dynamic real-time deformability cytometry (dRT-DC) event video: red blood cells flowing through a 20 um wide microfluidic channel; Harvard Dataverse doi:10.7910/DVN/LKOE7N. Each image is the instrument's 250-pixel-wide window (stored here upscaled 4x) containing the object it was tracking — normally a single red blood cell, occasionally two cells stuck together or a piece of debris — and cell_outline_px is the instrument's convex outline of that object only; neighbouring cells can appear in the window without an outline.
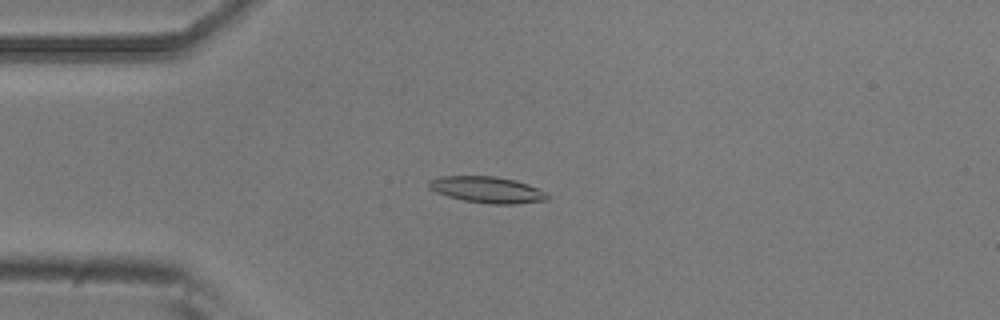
{"species": "common noctule bat (a hibernating species)", "species_latin": "Nyctalus noctula", "temperature_condition": "room temperature", "stored_images_in_passage": 6, "camera_frame_rate_fps": 3000, "um_per_image_px": 0.085, "animal": {"sex": "male", "body_mass_g": 20.5, "forearm_length_mm": 52.5}, "frame": {"image": 1, "passage_image": 4, "time_ms": 1.0, "image_size_px": [1000, 320], "cell_outline_px": [[548, 200], [516, 204], [492, 204], [464, 200], [448, 196], [436, 192], [428, 188], [428, 180], [440, 176], [496, 176], [516, 180], [528, 184], [544, 192], [548, 196]], "centroid_in_image_um": [41.38, 16.12], "position_along_channel_um": 43.6, "area_um2": 18.15}}
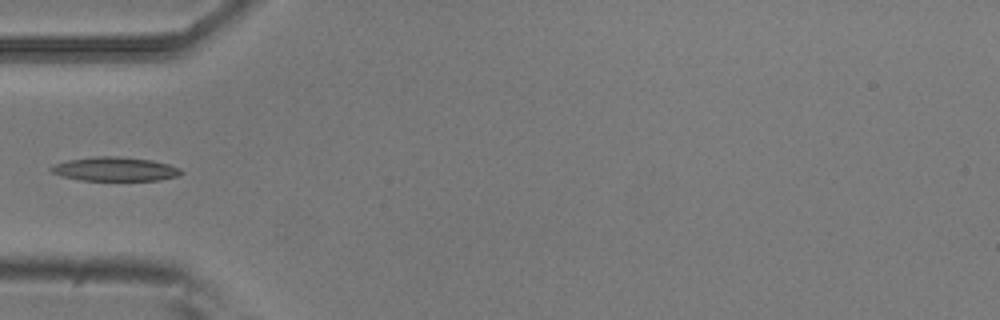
{"frame": {"image": 2, "passage_image": 5, "time_ms": 1.333, "image_size_px": [1000, 320], "cell_outline_px": [[184, 172], [180, 176], [160, 180], [80, 180], [60, 176], [52, 172], [48, 168], [52, 164], [68, 160], [96, 156], [120, 156], [152, 160], [168, 164], [180, 168]], "centroid_in_image_um": [9.77, 14.37], "position_along_channel_um": 75.2, "area_um2": 18.38}}
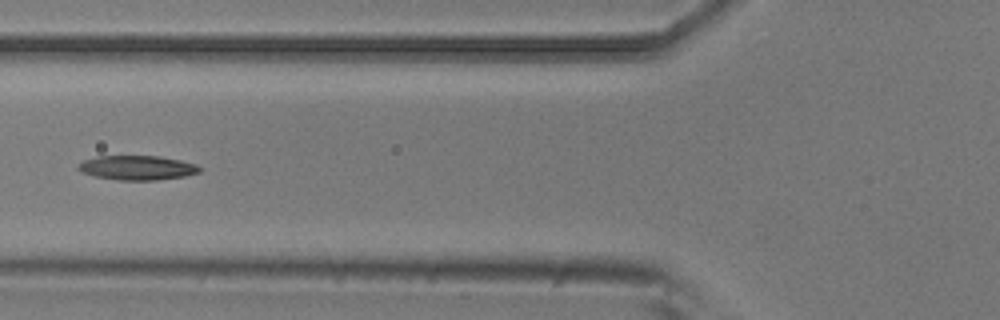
{"frame": {"image": 3, "passage_image": 6, "time_ms": 1.667, "image_size_px": [1000, 320], "cell_outline_px": [[200, 172], [184, 176], [156, 180], [116, 180], [96, 176], [84, 172], [76, 168], [76, 164], [84, 160], [96, 156], [160, 156], [180, 160], [196, 164], [200, 168]], "centroid_in_image_um": [11.64, 14.25], "position_along_channel_um": 114.2, "area_um2": 17.22}}